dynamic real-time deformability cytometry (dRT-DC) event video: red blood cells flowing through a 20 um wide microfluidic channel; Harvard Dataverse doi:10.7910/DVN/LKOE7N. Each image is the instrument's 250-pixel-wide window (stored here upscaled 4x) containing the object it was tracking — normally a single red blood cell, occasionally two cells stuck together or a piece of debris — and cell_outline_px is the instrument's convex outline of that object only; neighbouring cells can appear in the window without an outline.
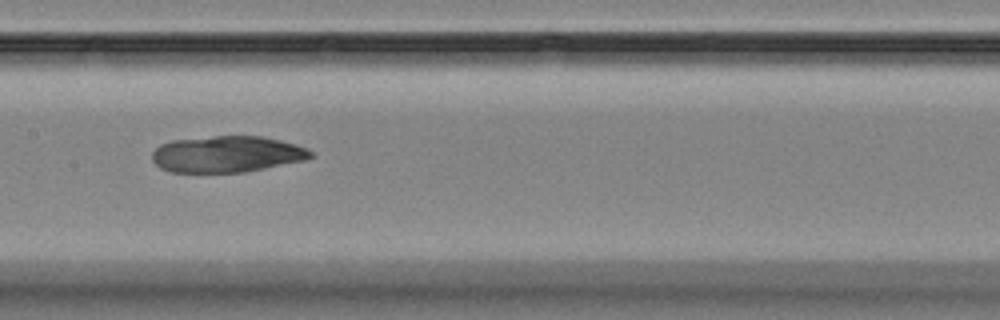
{"species": "Egyptian fruit bat (a non-hibernating species)", "species_latin": "Rousettus aegyptiacus", "temperature_condition": "room temperature", "stored_images_in_passage": 9, "camera_frame_rate_fps": 3000, "um_per_image_px": 0.085, "animal": {"sex": "female"}, "frame": {"image": 1, "passage_image": 6, "time_ms": 6.0, "image_size_px": [1000, 320], "cell_outline_px": [[312, 156], [304, 160], [244, 172], [172, 172], [160, 168], [152, 160], [152, 152], [160, 144], [172, 140], [216, 136], [260, 136], [280, 140], [296, 144], [312, 152]], "centroid_in_image_um": [19.25, 13.1], "position_along_channel_um": 188.2, "area_um2": 33.35}}
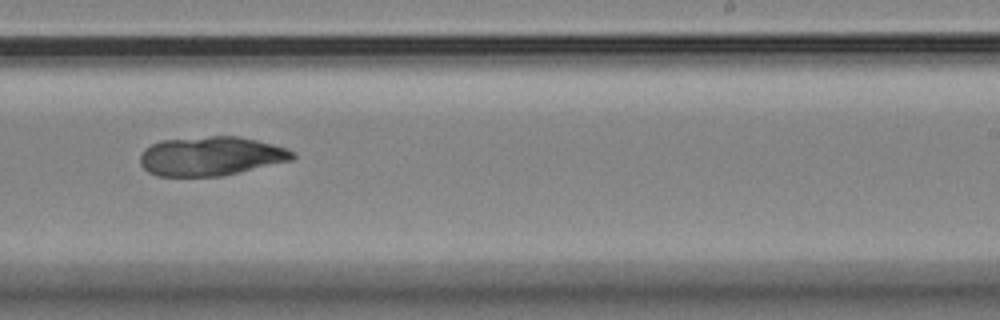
{"frame": {"image": 2, "passage_image": 8, "time_ms": 8.333, "image_size_px": [1000, 320], "cell_outline_px": [[296, 156], [292, 160], [220, 176], [156, 176], [148, 172], [140, 164], [140, 156], [144, 148], [160, 140], [208, 136], [240, 136], [288, 148], [296, 152]], "centroid_in_image_um": [17.92, 13.26], "position_along_channel_um": 271.1, "area_um2": 34.85}}
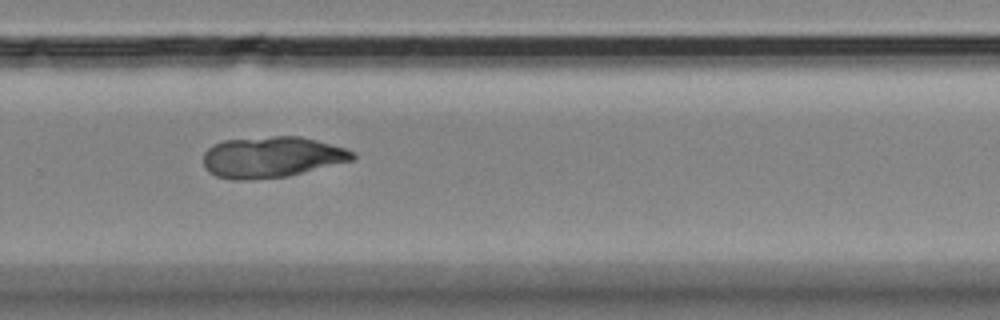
{"frame": {"image": 3, "passage_image": 9, "time_ms": 9.333, "image_size_px": [1000, 320], "cell_outline_px": [[356, 156], [352, 160], [288, 176], [248, 180], [232, 180], [216, 176], [208, 172], [204, 168], [204, 152], [212, 144], [224, 140], [272, 136], [300, 136], [316, 140], [344, 148], [356, 152]], "centroid_in_image_um": [23.05, 13.35], "position_along_channel_um": 306.7, "area_um2": 35.72}}